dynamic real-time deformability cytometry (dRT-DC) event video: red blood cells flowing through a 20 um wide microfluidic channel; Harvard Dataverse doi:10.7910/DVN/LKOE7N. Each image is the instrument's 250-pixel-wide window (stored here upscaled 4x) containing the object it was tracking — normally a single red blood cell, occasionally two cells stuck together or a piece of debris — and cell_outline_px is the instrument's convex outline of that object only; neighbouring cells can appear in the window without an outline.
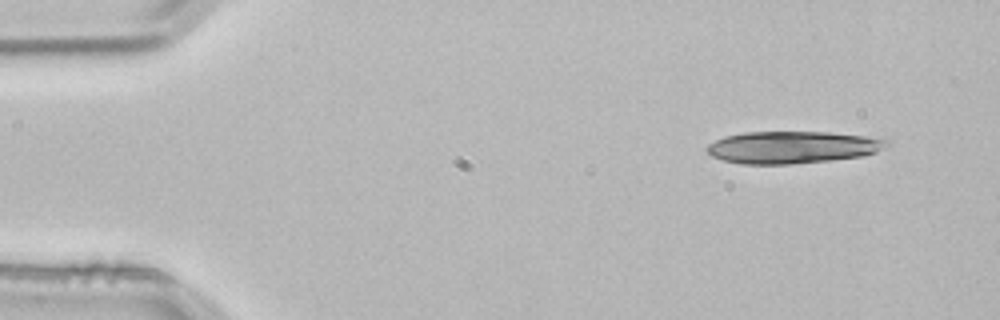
{"species": "common noctule bat (a hibernating species)", "species_latin": "Nyctalus noctula", "temperature_condition": "room temperature", "stored_images_in_passage": 4, "camera_frame_rate_fps": 3000, "um_per_image_px": 0.085, "animal": {"sex": "male", "body_mass_g": 21.5, "forearm_length_mm": 52.0}, "frame": {"image": 1, "passage_image": 1, "time_ms": 0.0, "image_size_px": [1000, 320], "cell_outline_px": [[888, 144], [876, 152], [860, 156], [832, 160], [788, 164], [740, 164], [724, 160], [712, 156], [708, 152], [708, 144], [724, 136], [744, 132], [828, 132], [864, 136], [888, 140]], "centroid_in_image_um": [67.32, 12.51], "position_along_channel_um": 17.7, "area_um2": 33.41}}